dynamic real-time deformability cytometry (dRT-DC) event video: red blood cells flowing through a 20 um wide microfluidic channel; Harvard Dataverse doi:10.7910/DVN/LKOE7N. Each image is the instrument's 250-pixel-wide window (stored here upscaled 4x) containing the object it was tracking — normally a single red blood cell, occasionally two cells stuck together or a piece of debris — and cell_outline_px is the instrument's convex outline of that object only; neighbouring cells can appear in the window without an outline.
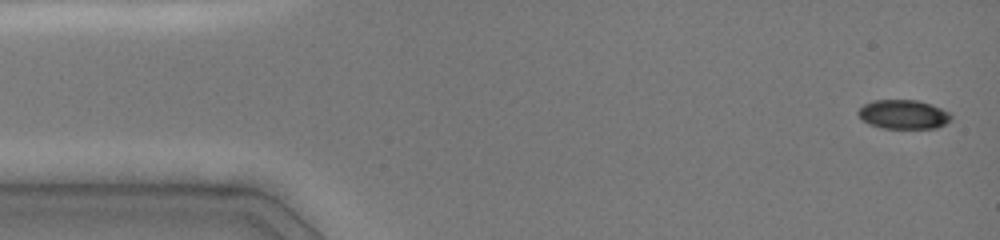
{"species": "common noctule bat (a hibernating species)", "species_latin": "Nyctalus noctula", "temperature_condition": "cold", "stored_images_in_passage": 7, "camera_frame_rate_fps": 3000, "um_per_image_px": 0.085, "animal": {"sex": "female", "body_mass_g": 19.0, "forearm_length_mm": 51.5}, "frame": {"image": 1, "passage_image": 1, "time_ms": 0.0, "image_size_px": [1000, 240], "cell_outline_px": [[952, 116], [944, 124], [936, 128], [880, 128], [868, 124], [856, 112], [864, 104], [872, 100], [916, 100], [932, 104], [948, 112]], "centroid_in_image_um": [76.76, 9.72], "position_along_channel_um": 8.2, "area_um2": 15.66}}
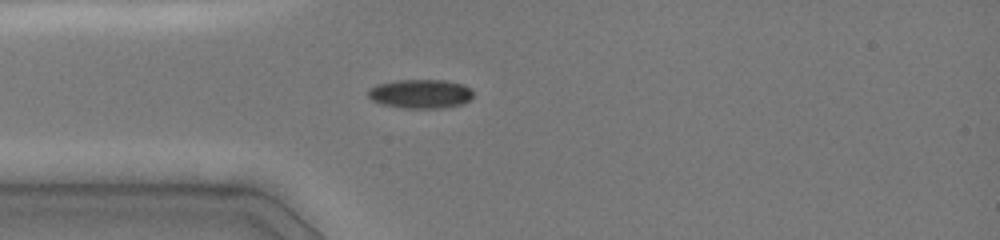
{"frame": {"image": 2, "passage_image": 7, "time_ms": 3.667, "image_size_px": [1000, 240], "cell_outline_px": [[472, 96], [464, 104], [444, 108], [400, 108], [380, 104], [372, 100], [368, 96], [368, 88], [376, 84], [396, 80], [444, 80], [464, 84], [472, 88]], "centroid_in_image_um": [35.73, 7.97], "position_along_channel_um": 49.3, "area_um2": 18.09}}